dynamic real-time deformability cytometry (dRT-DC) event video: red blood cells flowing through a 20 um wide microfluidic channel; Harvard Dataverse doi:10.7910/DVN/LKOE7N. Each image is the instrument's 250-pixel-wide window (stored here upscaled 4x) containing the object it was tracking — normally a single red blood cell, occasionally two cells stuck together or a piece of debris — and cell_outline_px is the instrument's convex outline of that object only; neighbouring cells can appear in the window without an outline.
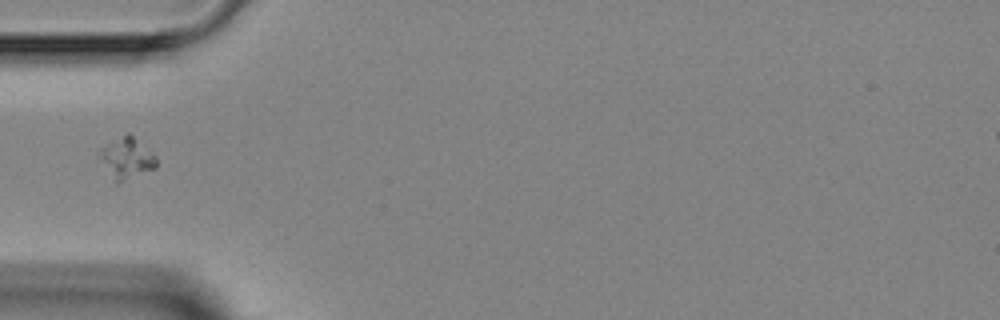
{"species": "Egyptian fruit bat (a non-hibernating species)", "species_latin": "Rousettus aegyptiacus", "temperature_condition": "room temperature", "stored_images_in_passage": 1, "camera_frame_rate_fps": 3000, "um_per_image_px": 0.085, "animal": {"sex": "female"}, "frame": {"image": 1, "passage_image": 1, "time_ms": 0.0, "image_size_px": [1000, 320], "cell_outline_px": [[156, 168], [116, 184], [96, 156], [100, 148], [128, 132], [156, 156]], "centroid_in_image_um": [10.72, 13.46], "position_along_channel_um": 74.3, "area_um2": 13.58}}